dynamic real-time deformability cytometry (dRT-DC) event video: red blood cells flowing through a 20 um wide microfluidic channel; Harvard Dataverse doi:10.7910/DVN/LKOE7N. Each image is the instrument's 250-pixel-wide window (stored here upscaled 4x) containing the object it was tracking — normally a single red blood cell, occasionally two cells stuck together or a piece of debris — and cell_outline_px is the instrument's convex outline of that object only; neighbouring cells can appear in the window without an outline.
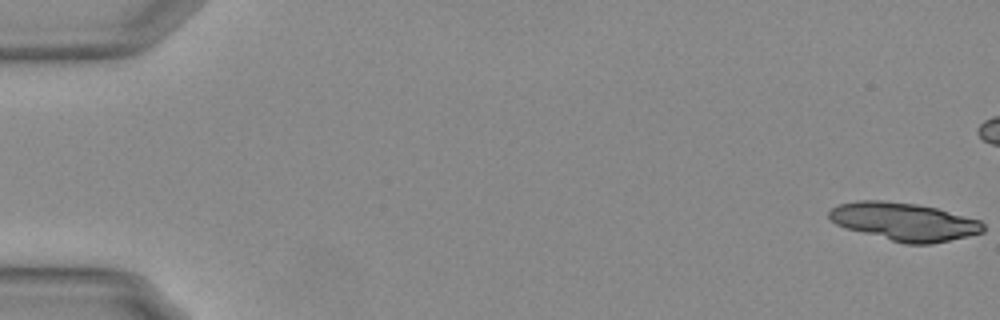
{"species": "Egyptian fruit bat (a non-hibernating species)", "species_latin": "Rousettus aegyptiacus", "temperature_condition": "warm", "stored_images_in_passage": 13, "camera_frame_rate_fps": 3000, "um_per_image_px": 0.085, "animal": {"sex": "female"}, "frame": {"image": 1, "passage_image": 1, "time_ms": 0.0, "image_size_px": [1000, 320], "cell_outline_px": [[984, 232], [968, 236], [932, 244], [904, 244], [844, 228], [836, 224], [828, 216], [828, 212], [832, 208], [840, 204], [856, 200], [884, 200], [916, 204], [936, 208], [980, 220], [984, 224]], "centroid_in_image_um": [76.84, 18.84], "position_along_channel_um": 8.2, "area_um2": 34.22}}